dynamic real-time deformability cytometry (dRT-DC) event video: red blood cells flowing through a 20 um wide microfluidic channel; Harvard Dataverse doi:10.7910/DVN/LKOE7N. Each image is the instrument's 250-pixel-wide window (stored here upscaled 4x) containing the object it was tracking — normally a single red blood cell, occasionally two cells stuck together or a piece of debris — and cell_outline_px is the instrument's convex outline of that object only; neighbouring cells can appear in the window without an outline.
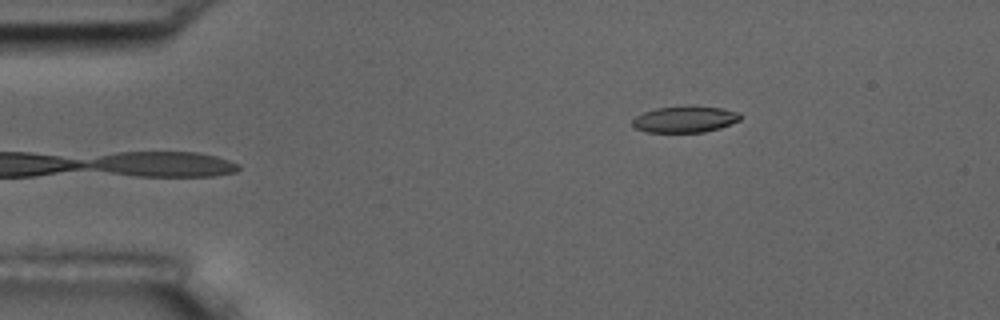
{"species": "common noctule bat (a hibernating species)", "species_latin": "Nyctalus noctula", "temperature_condition": "room temperature", "stored_images_in_passage": 6, "segment_of_instrument_passage": [2, 2], "camera_frame_rate_fps": 3000, "um_per_image_px": 0.085, "animal": {"sex": "male", "body_mass_g": 17.5, "forearm_length_mm": 52.3}, "frame": {"image": 1, "passage_image": 6, "time_ms": 1.667, "image_size_px": [1000, 320], "cell_outline_px": [[740, 120], [720, 128], [704, 132], [644, 132], [632, 128], [632, 120], [636, 116], [644, 112], [656, 108], [724, 108], [740, 112]], "centroid_in_image_um": [58.18, 10.18], "position_along_channel_um": 26.8, "area_um2": 16.13}}